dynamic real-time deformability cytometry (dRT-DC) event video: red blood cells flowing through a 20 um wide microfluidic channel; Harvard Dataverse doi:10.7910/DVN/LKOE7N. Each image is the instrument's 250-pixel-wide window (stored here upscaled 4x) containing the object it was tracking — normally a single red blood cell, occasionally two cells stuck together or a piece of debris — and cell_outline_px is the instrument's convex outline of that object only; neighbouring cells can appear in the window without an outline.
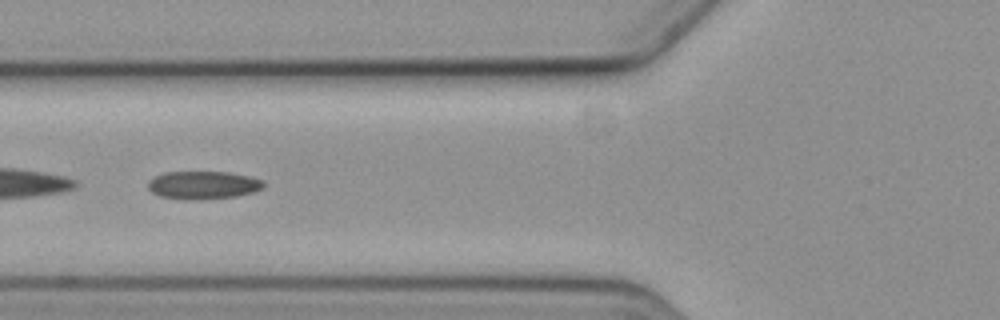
{"species": "common noctule bat (a hibernating species)", "species_latin": "Nyctalus noctula", "temperature_condition": "cold", "stored_images_in_passage": 6, "camera_frame_rate_fps": 3000, "um_per_image_px": 0.085, "animal": {"sex": "female", "body_mass_g": 19.3, "forearm_length_mm": 54.1}, "frame": {"image": 1, "passage_image": 5, "time_ms": 4.667, "image_size_px": [1000, 320], "cell_outline_px": [[264, 188], [256, 192], [236, 196], [200, 200], [184, 200], [160, 196], [152, 192], [148, 188], [148, 180], [164, 172], [228, 172], [248, 176], [264, 180]], "centroid_in_image_um": [17.28, 15.74], "position_along_channel_um": 108.5, "area_um2": 19.07}}